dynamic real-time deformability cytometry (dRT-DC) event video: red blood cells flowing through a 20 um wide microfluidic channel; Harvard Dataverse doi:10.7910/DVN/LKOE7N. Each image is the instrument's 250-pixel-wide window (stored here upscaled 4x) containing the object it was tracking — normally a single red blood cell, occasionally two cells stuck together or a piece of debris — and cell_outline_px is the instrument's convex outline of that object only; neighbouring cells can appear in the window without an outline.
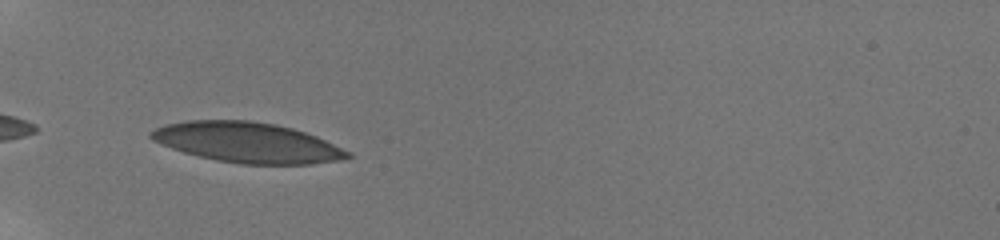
{"species": "human", "species_latin": "Homo sapiens", "temperature_condition": "room temperature", "stored_images_in_passage": 25, "camera_frame_rate_fps": 3000, "um_per_image_px": 0.085, "donor": {"sex": "male"}, "frame": {"image": 1, "passage_image": 1, "time_ms": 0.0, "image_size_px": [1000, 240], "cell_outline_px": [[352, 156], [340, 160], [312, 164], [240, 164], [216, 160], [184, 152], [172, 148], [152, 140], [148, 136], [148, 132], [164, 124], [188, 120], [248, 120], [276, 124], [292, 128], [316, 136], [352, 152]], "centroid_in_image_um": [21.02, 12.11], "position_along_channel_um": 64.0, "area_um2": 46.18}}